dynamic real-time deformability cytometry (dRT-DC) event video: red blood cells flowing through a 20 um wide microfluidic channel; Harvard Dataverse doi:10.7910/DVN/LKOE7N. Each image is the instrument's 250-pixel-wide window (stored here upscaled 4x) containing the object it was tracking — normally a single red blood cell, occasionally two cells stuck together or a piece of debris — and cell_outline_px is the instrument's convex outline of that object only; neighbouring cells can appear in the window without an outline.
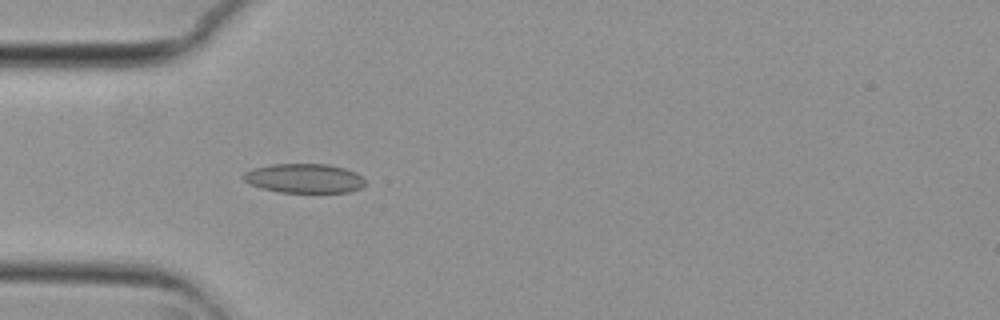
{"species": "common noctule bat (a hibernating species)", "species_latin": "Nyctalus noctula", "temperature_condition": "cold", "stored_images_in_passage": 51, "camera_frame_rate_fps": 3000, "um_per_image_px": 0.085, "animal": {"sex": "female", "body_mass_g": 29.2, "forearm_length_mm": 56.3}, "frame": {"image": 1, "passage_image": 12, "time_ms": 3.667, "image_size_px": [1000, 320], "cell_outline_px": [[364, 184], [360, 188], [348, 192], [280, 192], [260, 188], [244, 180], [240, 176], [244, 172], [252, 168], [272, 164], [328, 164], [344, 168], [356, 172], [364, 180]], "centroid_in_image_um": [25.82, 15.15], "position_along_channel_um": 59.2, "area_um2": 20.75}}
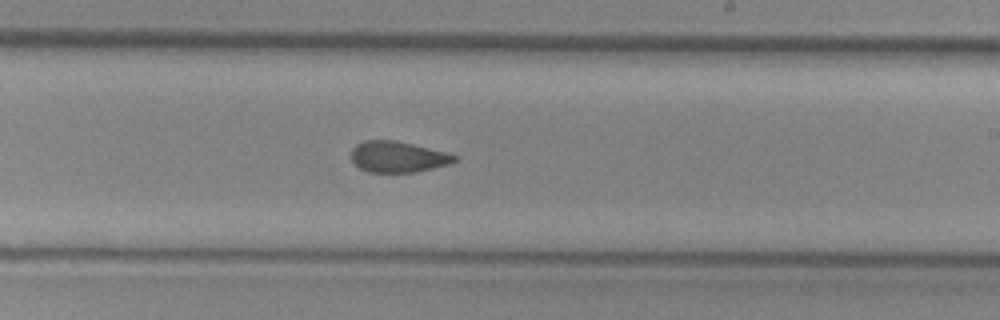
{"frame": {"image": 2, "passage_image": 28, "time_ms": 9.0, "image_size_px": [1000, 320], "cell_outline_px": [[460, 160], [452, 164], [416, 172], [368, 172], [360, 168], [352, 160], [352, 148], [356, 144], [364, 140], [396, 140], [460, 156]], "centroid_in_image_um": [33.87, 13.33], "position_along_channel_um": 255.1, "area_um2": 18.79}}
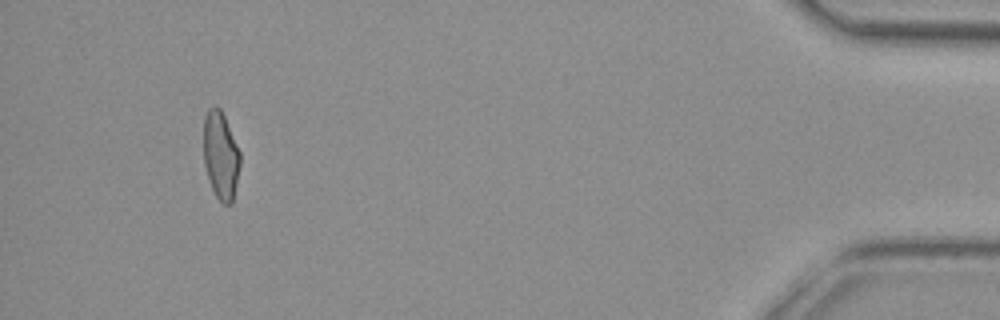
{"frame": {"image": 3, "passage_image": 47, "time_ms": 15.333, "image_size_px": [1000, 320], "cell_outline_px": [[240, 164], [232, 204], [224, 204], [216, 196], [212, 188], [204, 164], [204, 116], [208, 108], [220, 108], [224, 116], [240, 152]], "centroid_in_image_um": [18.76, 13.22], "position_along_channel_um": 416.4, "area_um2": 18.38}, "authors_computed_cell_mechanics": {"area_um2": 19.4786, "velocity_mm_per_s": 3.7333, "shape_relaxation_time_tau1_ms": null, "shape_relaxation_time_tau2_ms": 3.1959, "deformation_change_tau1": null, "deformation_change_tau2": 0.0769}}